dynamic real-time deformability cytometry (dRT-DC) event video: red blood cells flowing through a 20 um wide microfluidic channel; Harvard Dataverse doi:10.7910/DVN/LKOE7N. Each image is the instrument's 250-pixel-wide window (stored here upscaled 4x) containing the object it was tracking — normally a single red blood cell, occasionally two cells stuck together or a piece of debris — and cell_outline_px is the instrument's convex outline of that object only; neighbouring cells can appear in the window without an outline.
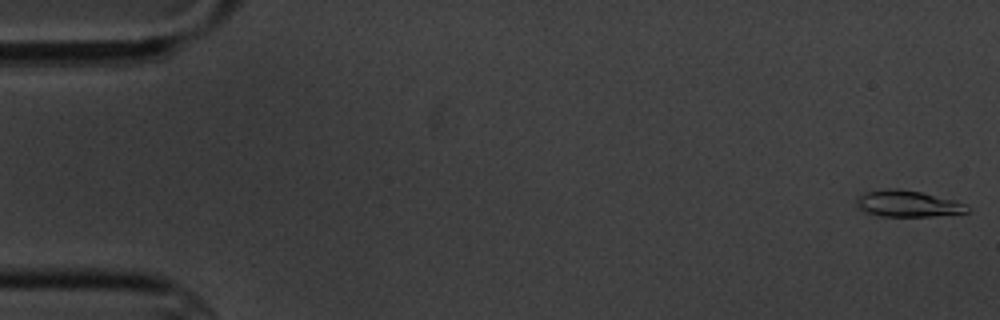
{"species": "common noctule bat (a hibernating species)", "species_latin": "Nyctalus noctula", "temperature_condition": "cold", "stored_images_in_passage": 7, "camera_frame_rate_fps": 3000, "um_per_image_px": 0.085, "animal": {"sex": "male", "body_mass_g": 20.1, "forearm_length_mm": 53.5}, "frame": {"image": 1, "passage_image": 1, "time_ms": 0.0, "image_size_px": [1000, 320], "cell_outline_px": [[968, 212], [932, 216], [880, 216], [856, 208], [856, 196], [864, 192], [888, 188], [896, 188], [920, 192], [968, 204]], "centroid_in_image_um": [77.09, 17.31], "position_along_channel_um": 7.9, "area_um2": 16.94}}
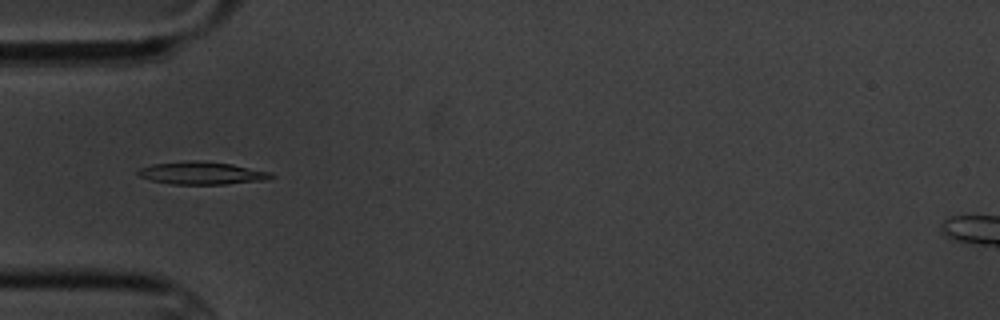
{"frame": {"image": 2, "passage_image": 5, "time_ms": 5.667, "image_size_px": [1000, 320], "cell_outline_px": [[276, 176], [264, 180], [224, 184], [172, 184], [152, 180], [140, 176], [136, 172], [140, 168], [152, 164], [192, 160], [196, 160], [232, 164], [272, 172]], "centroid_in_image_um": [17.18, 14.71], "position_along_channel_um": 67.8, "area_um2": 17.46}}
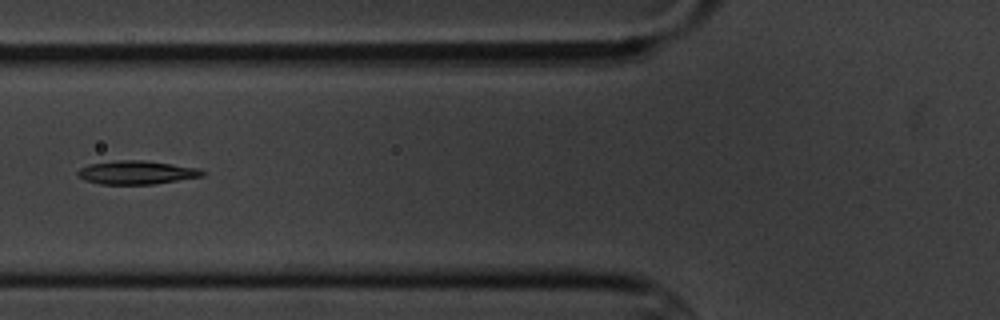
{"frame": {"image": 3, "passage_image": 6, "time_ms": 7.0, "image_size_px": [1000, 320], "cell_outline_px": [[204, 176], [152, 184], [100, 184], [84, 180], [76, 176], [76, 172], [80, 168], [88, 164], [116, 160], [144, 160], [200, 168], [204, 172]], "centroid_in_image_um": [11.57, 14.65], "position_along_channel_um": 114.2, "area_um2": 17.17}}